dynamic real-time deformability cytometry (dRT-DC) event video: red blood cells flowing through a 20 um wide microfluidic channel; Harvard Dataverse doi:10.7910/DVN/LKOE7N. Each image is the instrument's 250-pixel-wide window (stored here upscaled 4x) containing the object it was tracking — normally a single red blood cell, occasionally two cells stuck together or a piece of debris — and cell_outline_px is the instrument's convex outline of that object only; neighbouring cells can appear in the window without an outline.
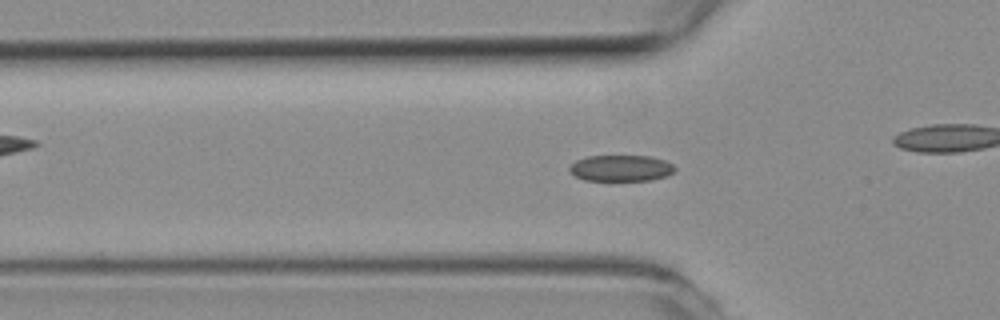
{"species": "common noctule bat (a hibernating species)", "species_latin": "Nyctalus noctula", "temperature_condition": "room temperature", "stored_images_in_passage": 52, "camera_frame_rate_fps": 3000, "um_per_image_px": 0.085, "animal": {"sex": "female", "body_mass_g": 19.3, "forearm_length_mm": 54.1}, "frame": {"image": 1, "passage_image": 16, "time_ms": 5.0, "image_size_px": [1000, 320], "cell_outline_px": [[676, 168], [668, 176], [652, 180], [584, 180], [568, 172], [568, 168], [576, 160], [588, 156], [648, 156], [664, 160], [672, 164]], "centroid_in_image_um": [52.77, 14.29], "position_along_channel_um": 73.0, "area_um2": 16.07}}
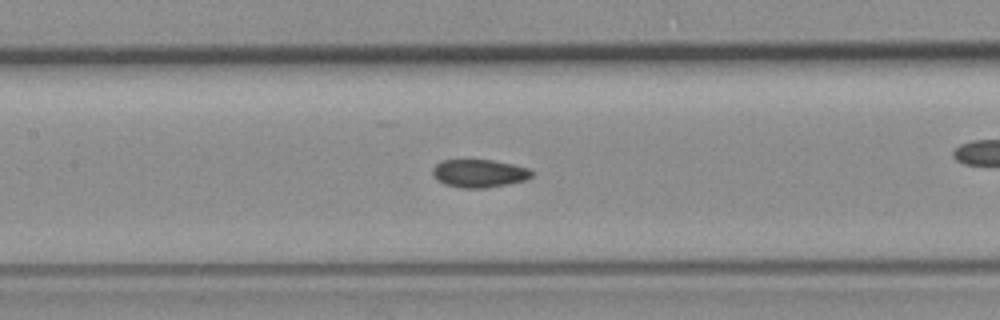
{"frame": {"image": 2, "passage_image": 23, "time_ms": 7.333, "image_size_px": [1000, 320], "cell_outline_px": [[532, 176], [528, 180], [484, 188], [460, 188], [444, 184], [436, 180], [432, 176], [432, 168], [436, 164], [444, 160], [492, 160], [512, 164], [528, 168], [532, 172]], "centroid_in_image_um": [40.7, 14.74], "position_along_channel_um": 166.7, "area_um2": 16.24}, "authors_computed_cell_mechanics": {"area_um2": 16.2707, "velocity_mm_per_s": 3.9772, "shape_relaxation_time_tau1_ms": 5.0886, "shape_relaxation_time_tau2_ms": 1.639, "deformation_change_tau1": 0.1055, "deformation_change_tau2": 0.0665}}